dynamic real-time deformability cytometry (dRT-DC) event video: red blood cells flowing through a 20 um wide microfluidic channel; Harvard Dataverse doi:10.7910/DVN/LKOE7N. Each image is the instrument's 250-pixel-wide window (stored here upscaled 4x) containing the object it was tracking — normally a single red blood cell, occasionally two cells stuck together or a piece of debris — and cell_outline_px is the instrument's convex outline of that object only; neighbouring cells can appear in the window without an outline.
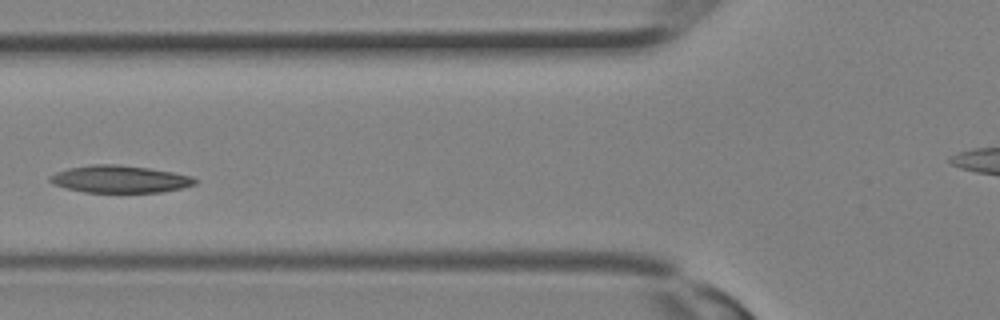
{"species": "Egyptian fruit bat (a non-hibernating species)", "species_latin": "Rousettus aegyptiacus", "temperature_condition": "room temperature", "stored_images_in_passage": 12, "camera_frame_rate_fps": 3000, "um_per_image_px": 0.085, "animal": {"sex": "female"}, "frame": {"image": 1, "passage_image": 9, "time_ms": 2.667, "image_size_px": [1000, 320], "cell_outline_px": [[200, 180], [196, 184], [164, 192], [84, 192], [52, 184], [48, 180], [48, 176], [56, 172], [68, 168], [92, 164], [116, 164], [148, 168], [172, 172], [192, 176]], "centroid_in_image_um": [10.18, 15.22], "position_along_channel_um": 115.6, "area_um2": 23.12}}
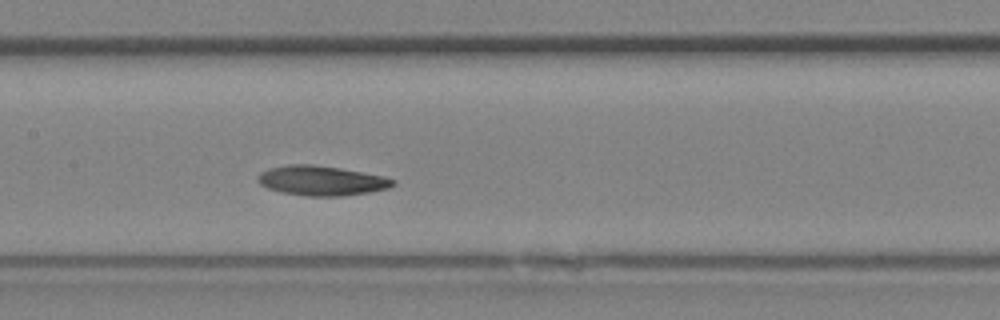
{"frame": {"image": 2, "passage_image": 12, "time_ms": 3.667, "image_size_px": [1000, 320], "cell_outline_px": [[396, 184], [388, 188], [368, 192], [340, 196], [308, 196], [280, 192], [268, 188], [260, 184], [256, 180], [256, 176], [260, 172], [268, 168], [288, 164], [312, 164], [340, 168], [384, 176], [396, 180]], "centroid_in_image_um": [27.29, 15.34], "position_along_channel_um": 180.1, "area_um2": 23.52}}